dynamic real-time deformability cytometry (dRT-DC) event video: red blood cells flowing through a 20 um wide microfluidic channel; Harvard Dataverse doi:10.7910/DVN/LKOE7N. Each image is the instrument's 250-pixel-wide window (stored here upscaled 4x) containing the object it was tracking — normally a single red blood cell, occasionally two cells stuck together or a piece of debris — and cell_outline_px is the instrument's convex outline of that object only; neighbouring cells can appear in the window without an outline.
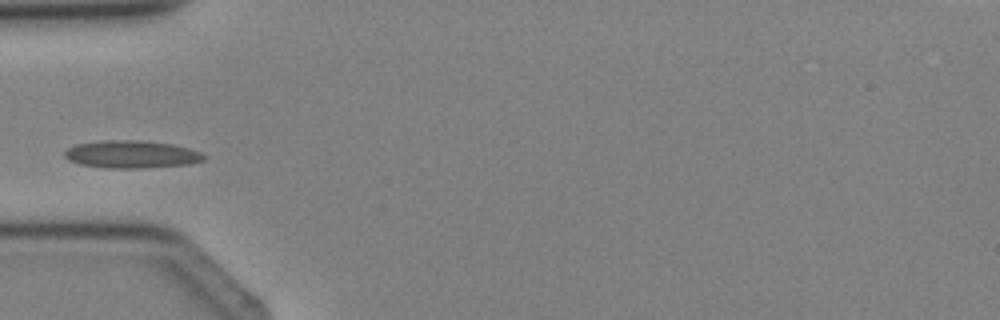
{"species": "Egyptian fruit bat (a non-hibernating species)", "species_latin": "Rousettus aegyptiacus", "temperature_condition": "cold", "stored_images_in_passage": 4, "camera_frame_rate_fps": 3000, "um_per_image_px": 0.085, "animal": {"sex": "female"}, "frame": {"image": 1, "passage_image": 4, "time_ms": 3.667, "image_size_px": [1000, 320], "cell_outline_px": [[208, 156], [204, 160], [188, 164], [144, 168], [108, 168], [80, 164], [68, 160], [64, 156], [64, 152], [68, 148], [76, 144], [104, 140], [144, 140], [172, 144], [188, 148], [200, 152]], "centroid_in_image_um": [11.19, 13.11], "position_along_channel_um": 73.8, "area_um2": 22.48}}